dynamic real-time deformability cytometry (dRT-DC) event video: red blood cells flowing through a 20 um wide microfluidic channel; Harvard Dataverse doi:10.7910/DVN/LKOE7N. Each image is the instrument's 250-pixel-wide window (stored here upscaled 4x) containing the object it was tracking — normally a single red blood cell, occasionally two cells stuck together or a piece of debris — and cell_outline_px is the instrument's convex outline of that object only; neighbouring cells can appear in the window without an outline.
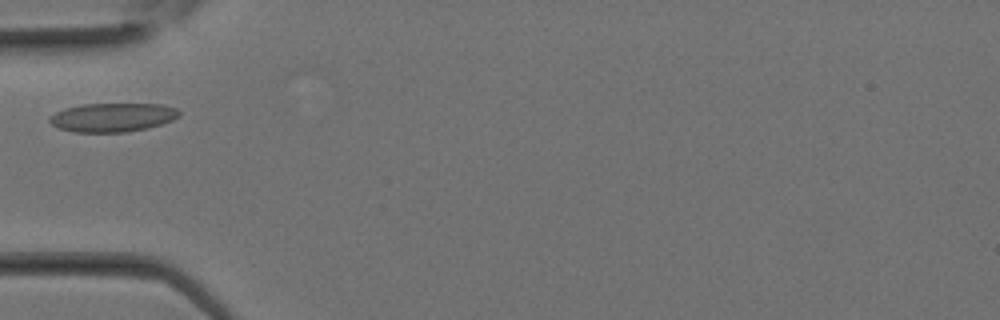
{"species": "Egyptian fruit bat (a non-hibernating species)", "species_latin": "Rousettus aegyptiacus", "temperature_condition": "room temperature", "stored_images_in_passage": 24, "camera_frame_rate_fps": 3000, "um_per_image_px": 0.085, "animal": {"sex": "female"}, "frame": {"image": 1, "passage_image": 4, "time_ms": 1.0, "image_size_px": [1000, 320], "cell_outline_px": [[180, 116], [172, 120], [160, 124], [144, 128], [124, 132], [76, 132], [56, 128], [48, 120], [48, 116], [64, 108], [80, 104], [160, 104], [176, 108], [180, 112]], "centroid_in_image_um": [9.52, 9.97], "position_along_channel_um": 75.5, "area_um2": 21.73}}
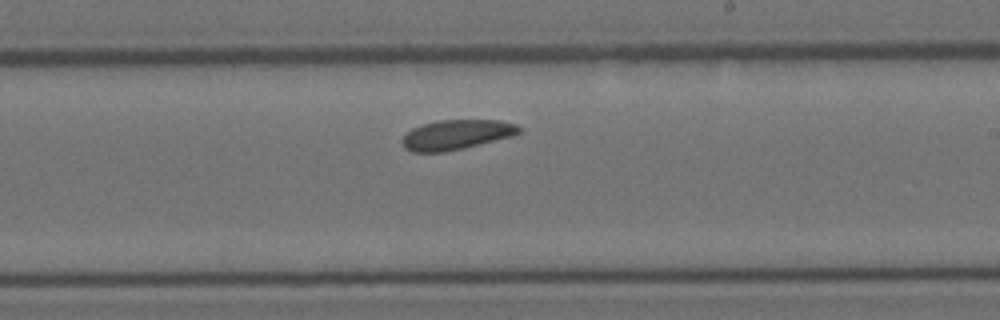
{"frame": {"image": 2, "passage_image": 12, "time_ms": 3.667, "image_size_px": [1000, 320], "cell_outline_px": [[520, 132], [512, 136], [464, 148], [444, 152], [412, 152], [404, 148], [400, 140], [412, 128], [420, 124], [440, 120], [500, 120], [516, 124], [520, 128]], "centroid_in_image_um": [38.76, 11.45], "position_along_channel_um": 250.2, "area_um2": 20.35}}
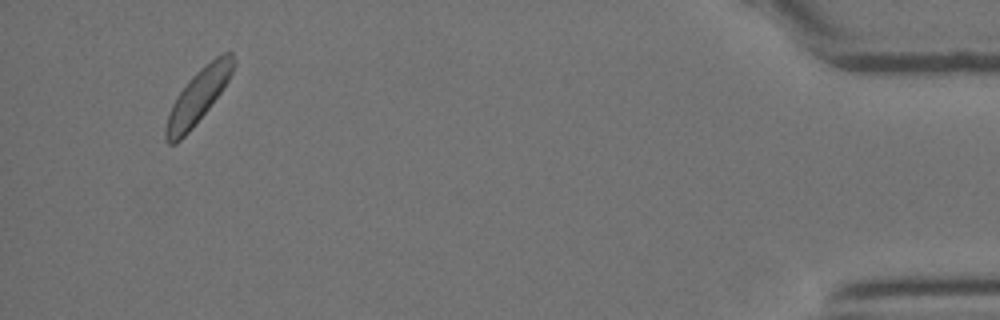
{"frame": {"image": 3, "passage_image": 23, "time_ms": 7.333, "image_size_px": [1000, 320], "cell_outline_px": [[236, 64], [228, 80], [220, 92], [208, 108], [192, 128], [176, 144], [168, 144], [164, 140], [164, 128], [172, 104], [176, 96], [188, 80], [200, 68], [216, 56], [224, 52], [232, 52], [236, 60]], "centroid_in_image_um": [16.81, 8.19], "position_along_channel_um": 418.4, "area_um2": 21.04}}